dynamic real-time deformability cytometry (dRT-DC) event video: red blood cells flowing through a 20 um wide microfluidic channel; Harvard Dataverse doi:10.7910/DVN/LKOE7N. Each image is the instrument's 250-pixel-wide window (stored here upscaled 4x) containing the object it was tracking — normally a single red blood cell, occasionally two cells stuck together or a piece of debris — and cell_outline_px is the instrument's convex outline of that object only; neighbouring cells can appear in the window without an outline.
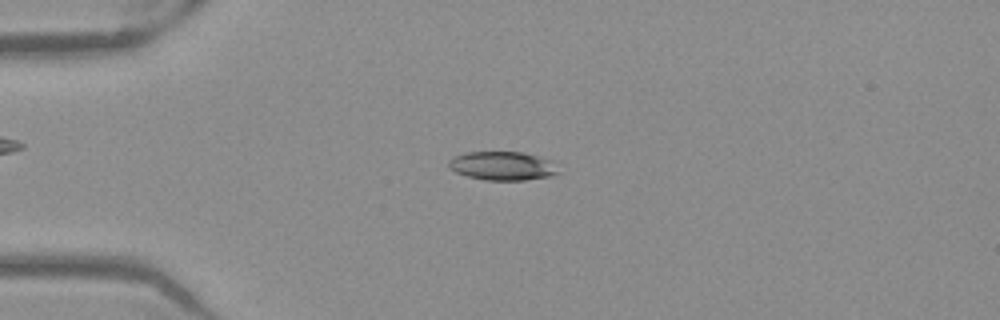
{"species": "Egyptian fruit bat (a non-hibernating species)", "species_latin": "Rousettus aegyptiacus", "temperature_condition": "warm", "stored_images_in_passage": 52, "camera_frame_rate_fps": 3000, "um_per_image_px": 0.085, "frame": {"image": 1, "passage_image": 13, "time_ms": 4.0, "image_size_px": [1000, 320], "cell_outline_px": [[560, 172], [552, 176], [524, 180], [484, 180], [468, 176], [456, 172], [448, 168], [448, 160], [452, 156], [464, 152], [524, 152], [552, 160]], "centroid_in_image_um": [42.7, 14.09], "position_along_channel_um": 42.3, "area_um2": 18.61}}
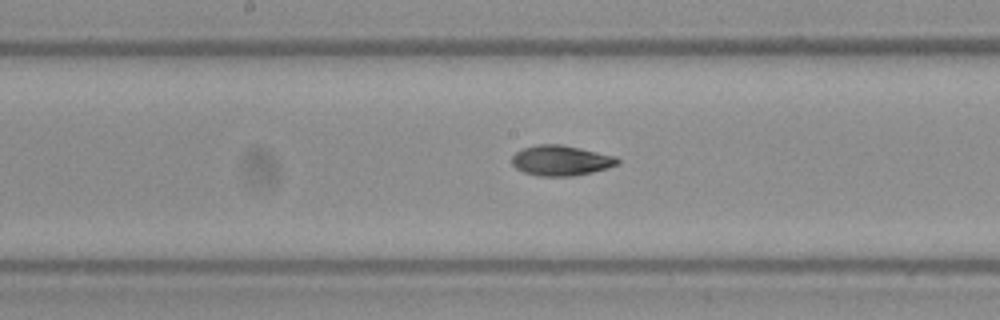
{"frame": {"image": 2, "passage_image": 27, "time_ms": 8.667, "image_size_px": [1000, 320], "cell_outline_px": [[620, 164], [608, 168], [592, 172], [572, 176], [536, 176], [524, 172], [516, 168], [512, 164], [512, 156], [516, 152], [524, 148], [536, 144], [560, 144], [580, 148], [616, 156], [620, 160]], "centroid_in_image_um": [47.69, 13.64], "position_along_channel_um": 200.5, "area_um2": 18.73}}
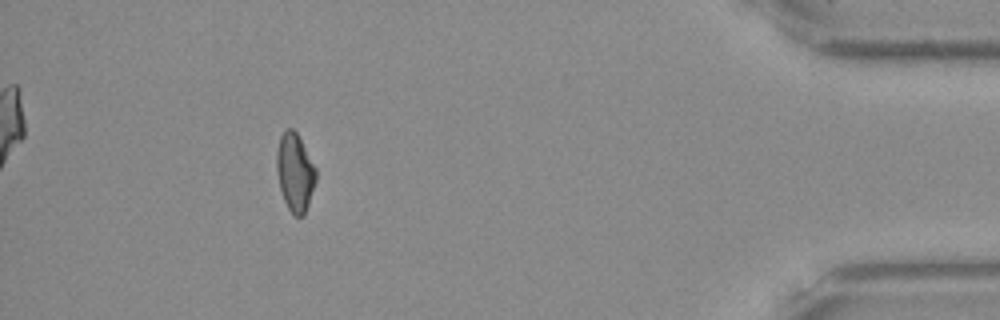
{"frame": {"image": 3, "passage_image": 47, "time_ms": 15.333, "image_size_px": [1000, 320], "cell_outline_px": [[316, 180], [304, 216], [292, 216], [284, 200], [280, 188], [276, 172], [276, 152], [280, 136], [284, 128], [292, 128], [296, 132], [316, 168]], "centroid_in_image_um": [25.05, 14.65], "position_along_channel_um": 410.1, "area_um2": 17.92}, "authors_computed_cell_mechanics": {"area_um2": 18.5827, "velocity_mm_per_s": 3.9555, "shape_relaxation_time_tau1_ms": 3.4224, "shape_relaxation_time_tau2_ms": 3.4848, "deformation_change_tau1": 0.163, "deformation_change_tau2": 0.0863}}